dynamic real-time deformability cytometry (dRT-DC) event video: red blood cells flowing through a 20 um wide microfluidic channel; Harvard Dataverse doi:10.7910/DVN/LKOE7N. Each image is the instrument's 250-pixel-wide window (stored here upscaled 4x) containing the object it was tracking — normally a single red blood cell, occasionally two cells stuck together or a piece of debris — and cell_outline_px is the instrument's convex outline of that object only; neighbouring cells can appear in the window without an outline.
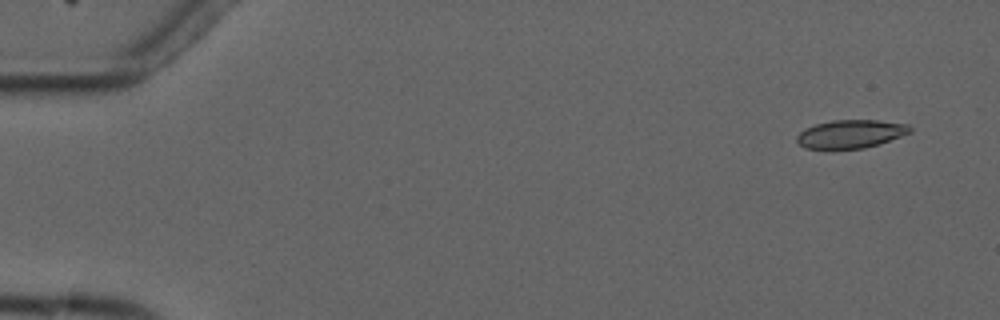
{"species": "common noctule bat (a hibernating species)", "species_latin": "Nyctalus noctula", "temperature_condition": "cold", "stored_images_in_passage": 5, "camera_frame_rate_fps": 3000, "um_per_image_px": 0.085, "animal": {"sex": "male", "forearm_length_mm": 52.5}, "frame": {"image": 1, "passage_image": 2, "time_ms": 1.0, "image_size_px": [1000, 320], "cell_outline_px": [[912, 132], [880, 144], [864, 148], [804, 148], [796, 140], [796, 136], [804, 128], [816, 124], [832, 120], [876, 120], [908, 124], [912, 128]], "centroid_in_image_um": [72.33, 11.38], "position_along_channel_um": 12.7, "area_um2": 18.61}}
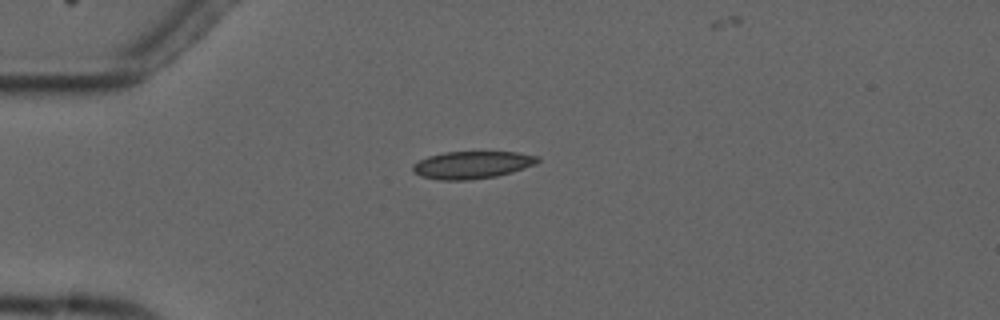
{"frame": {"image": 2, "passage_image": 5, "time_ms": 4.667, "image_size_px": [1000, 320], "cell_outline_px": [[540, 160], [536, 164], [512, 172], [496, 176], [468, 180], [440, 180], [420, 176], [412, 172], [412, 164], [428, 156], [444, 152], [516, 152], [540, 156]], "centroid_in_image_um": [40.12, 14.01], "position_along_channel_um": 44.9, "area_um2": 20.06}}